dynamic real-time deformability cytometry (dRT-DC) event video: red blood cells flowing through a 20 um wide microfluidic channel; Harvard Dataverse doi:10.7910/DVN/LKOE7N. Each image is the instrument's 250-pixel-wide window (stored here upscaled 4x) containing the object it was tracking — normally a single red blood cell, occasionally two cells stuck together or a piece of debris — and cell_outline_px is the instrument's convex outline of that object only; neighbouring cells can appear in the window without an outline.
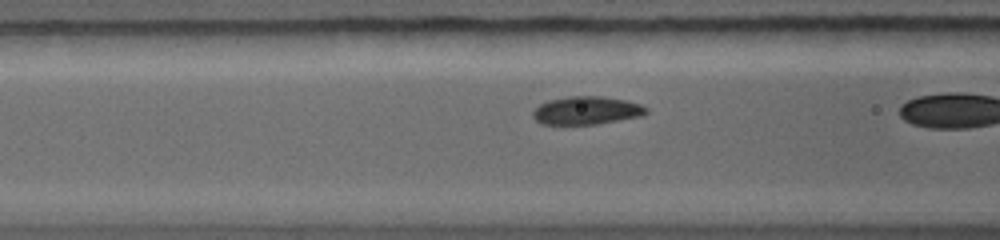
{"species": "common noctule bat (a hibernating species)", "species_latin": "Nyctalus noctula", "temperature_condition": "warm", "stored_images_in_passage": 22, "camera_frame_rate_fps": 5000, "um_per_image_px": 0.085, "animal": {"sex": "female", "body_mass_g": 19.0, "forearm_length_mm": 56.7}, "frame": {"image": 1, "passage_image": 13, "time_ms": 1.6, "image_size_px": [1000, 240], "cell_outline_px": [[648, 112], [640, 116], [596, 124], [544, 124], [536, 120], [532, 116], [532, 112], [540, 104], [548, 100], [564, 96], [604, 96], [628, 100], [640, 104], [648, 108]], "centroid_in_image_um": [49.86, 9.37], "position_along_channel_um": 116.7, "area_um2": 18.61}}
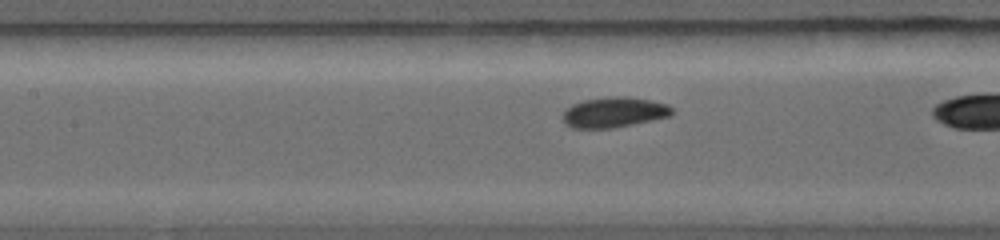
{"frame": {"image": 2, "passage_image": 19, "time_ms": 2.4, "image_size_px": [1000, 240], "cell_outline_px": [[672, 112], [668, 116], [608, 128], [576, 128], [568, 124], [564, 120], [564, 112], [572, 104], [584, 100], [608, 96], [628, 96], [668, 104], [672, 108]], "centroid_in_image_um": [52.18, 9.51], "position_along_channel_um": 155.2, "area_um2": 18.67}}